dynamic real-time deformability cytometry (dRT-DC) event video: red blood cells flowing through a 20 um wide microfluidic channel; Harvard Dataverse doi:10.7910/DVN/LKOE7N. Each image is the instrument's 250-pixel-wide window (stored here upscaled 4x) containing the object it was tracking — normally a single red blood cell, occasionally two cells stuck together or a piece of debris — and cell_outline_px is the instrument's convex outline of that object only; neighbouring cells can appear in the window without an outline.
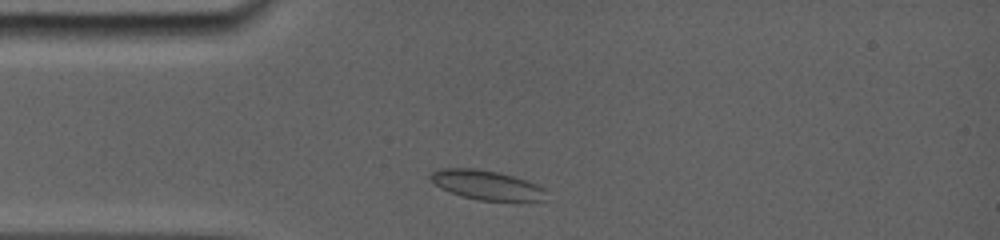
{"species": "common noctule bat (a hibernating species)", "species_latin": "Nyctalus noctula", "temperature_condition": "room temperature", "stored_images_in_passage": 13, "camera_frame_rate_fps": 5000, "um_per_image_px": 0.085, "animal": {"sex": "female", "body_mass_g": 19.0, "forearm_length_mm": 56.7}, "frame": {"image": 1, "passage_image": 1, "time_ms": 0.0, "image_size_px": [1000, 240], "cell_outline_px": [[548, 192], [544, 200], [528, 204], [512, 204], [480, 200], [460, 196], [440, 188], [432, 184], [428, 180], [428, 176], [432, 172], [440, 168], [476, 168], [496, 172], [512, 176], [536, 184], [544, 188]], "centroid_in_image_um": [41.42, 15.79], "position_along_channel_um": 43.6, "area_um2": 20.98}}
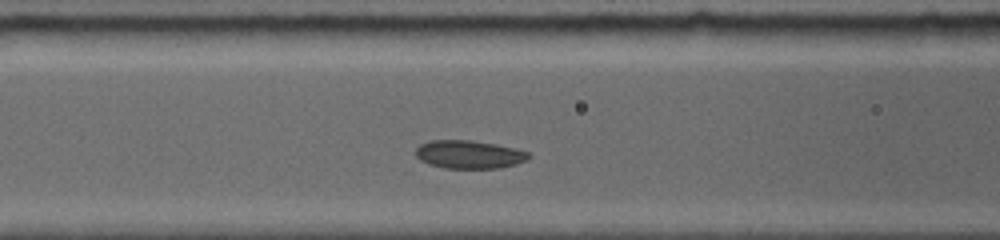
{"frame": {"image": 2, "passage_image": 7, "time_ms": 2.6, "image_size_px": [1000, 240], "cell_outline_px": [[532, 156], [528, 160], [516, 164], [500, 168], [444, 168], [428, 164], [420, 160], [416, 156], [416, 148], [420, 144], [432, 140], [468, 140], [492, 144], [512, 148], [528, 152]], "centroid_in_image_um": [39.86, 13.14], "position_along_channel_um": 126.7, "area_um2": 18.44}}
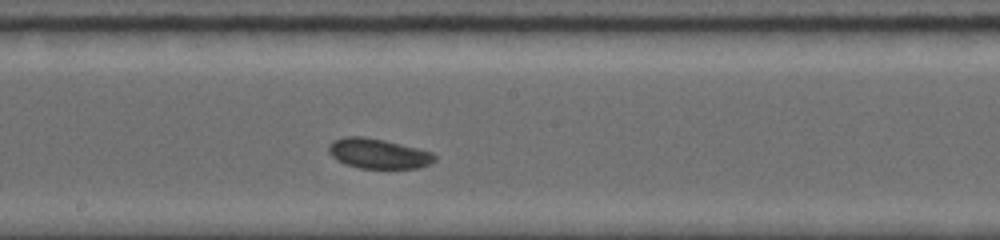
{"frame": {"image": 3, "passage_image": 13, "time_ms": 5.0, "image_size_px": [1000, 240], "cell_outline_px": [[436, 160], [428, 164], [416, 168], [360, 168], [344, 164], [336, 160], [328, 152], [328, 144], [344, 136], [360, 136], [380, 140], [416, 148], [432, 152], [436, 156]], "centroid_in_image_um": [32.11, 13.07], "position_along_channel_um": 216.1, "area_um2": 18.21}}